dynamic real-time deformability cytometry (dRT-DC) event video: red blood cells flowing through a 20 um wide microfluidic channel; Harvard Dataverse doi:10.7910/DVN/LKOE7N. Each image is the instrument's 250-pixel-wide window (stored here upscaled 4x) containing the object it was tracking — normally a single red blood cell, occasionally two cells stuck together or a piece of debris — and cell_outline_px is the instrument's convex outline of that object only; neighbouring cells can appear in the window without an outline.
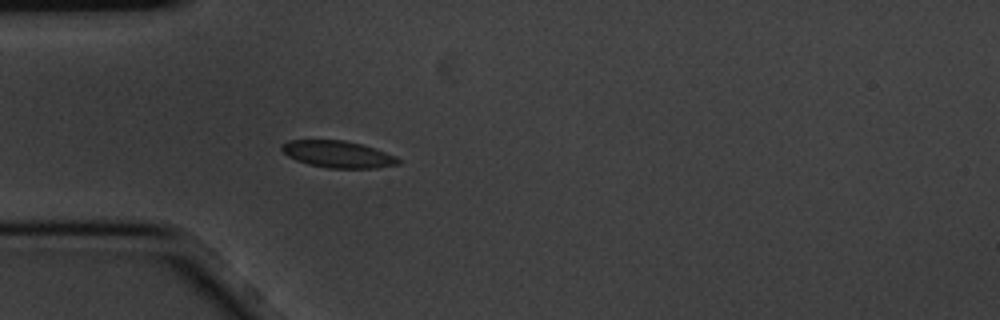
{"species": "common noctule bat (a hibernating species)", "species_latin": "Nyctalus noctula", "temperature_condition": "cold", "stored_images_in_passage": 1, "camera_frame_rate_fps": 3000, "um_per_image_px": 0.085, "animal": {"sex": "male", "body_mass_g": 20.1, "forearm_length_mm": 53.5}, "frame": {"image": 1, "passage_image": 1, "time_ms": 0.0, "image_size_px": [1000, 320], "cell_outline_px": [[400, 164], [376, 168], [328, 168], [308, 164], [296, 160], [288, 156], [280, 148], [288, 140], [344, 140], [364, 144], [376, 148], [396, 156], [400, 160]], "centroid_in_image_um": [28.76, 13.11], "position_along_channel_um": 56.2, "area_um2": 18.32}}